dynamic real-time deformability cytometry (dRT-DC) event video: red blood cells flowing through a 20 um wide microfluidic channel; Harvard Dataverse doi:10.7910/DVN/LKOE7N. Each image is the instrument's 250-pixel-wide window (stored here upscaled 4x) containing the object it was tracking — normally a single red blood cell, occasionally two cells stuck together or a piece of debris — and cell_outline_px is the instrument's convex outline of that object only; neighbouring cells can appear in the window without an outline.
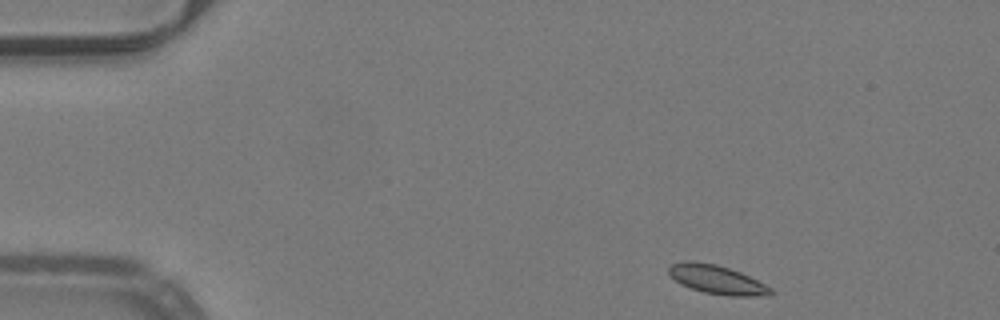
{"species": "common noctule bat (a hibernating species)", "species_latin": "Nyctalus noctula", "temperature_condition": "warm", "stored_images_in_passage": 46, "camera_frame_rate_fps": 3000, "um_per_image_px": 0.085, "animal": {"sex": "male", "body_mass_g": 19.2, "forearm_length_mm": 51.8}, "frame": {"image": 1, "passage_image": 1, "time_ms": 0.0, "image_size_px": [1000, 320], "cell_outline_px": [[776, 292], [772, 296], [728, 296], [704, 292], [680, 284], [668, 276], [668, 268], [672, 264], [684, 260], [692, 260], [716, 264], [740, 272], [772, 288]], "centroid_in_image_um": [60.93, 23.77], "position_along_channel_um": 24.1, "area_um2": 17.34}}
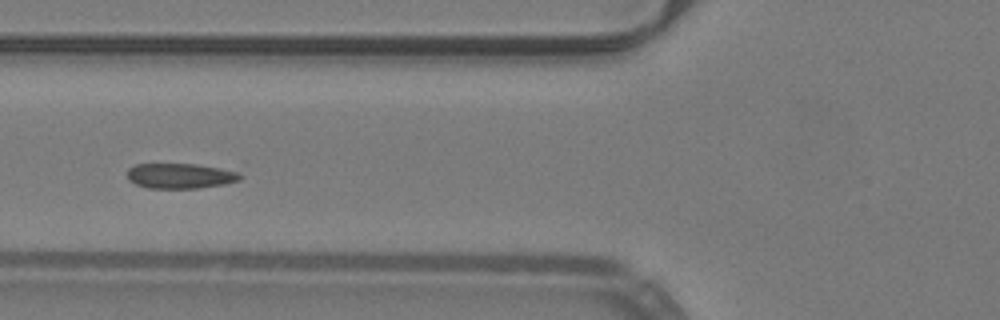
{"frame": {"image": 2, "passage_image": 14, "time_ms": 4.333, "image_size_px": [1000, 320], "cell_outline_px": [[244, 176], [240, 180], [224, 184], [200, 188], [148, 188], [136, 184], [128, 180], [128, 168], [136, 164], [196, 164], [236, 168]], "centroid_in_image_um": [15.45, 14.93], "position_along_channel_um": 110.3, "area_um2": 17.11}}
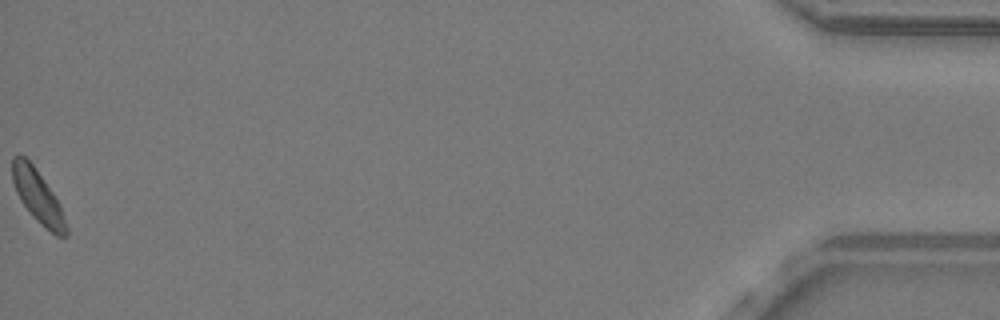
{"frame": {"image": 3, "passage_image": 46, "time_ms": 15.0, "image_size_px": [1000, 320], "cell_outline_px": [[68, 236], [56, 236], [44, 228], [32, 216], [20, 200], [16, 192], [12, 180], [12, 156], [24, 156], [32, 164], [52, 192], [60, 204], [68, 228]], "centroid_in_image_um": [3.22, 16.74], "position_along_channel_um": 432.0, "area_um2": 16.47}, "authors_computed_cell_mechanics": {"area_um2": 16.7042, "velocity_mm_per_s": 3.9509, "shape_relaxation_time_tau1_ms": 2.3528, "shape_relaxation_time_tau2_ms": null, "deformation_change_tau1": 0.0834, "deformation_change_tau2": null}}